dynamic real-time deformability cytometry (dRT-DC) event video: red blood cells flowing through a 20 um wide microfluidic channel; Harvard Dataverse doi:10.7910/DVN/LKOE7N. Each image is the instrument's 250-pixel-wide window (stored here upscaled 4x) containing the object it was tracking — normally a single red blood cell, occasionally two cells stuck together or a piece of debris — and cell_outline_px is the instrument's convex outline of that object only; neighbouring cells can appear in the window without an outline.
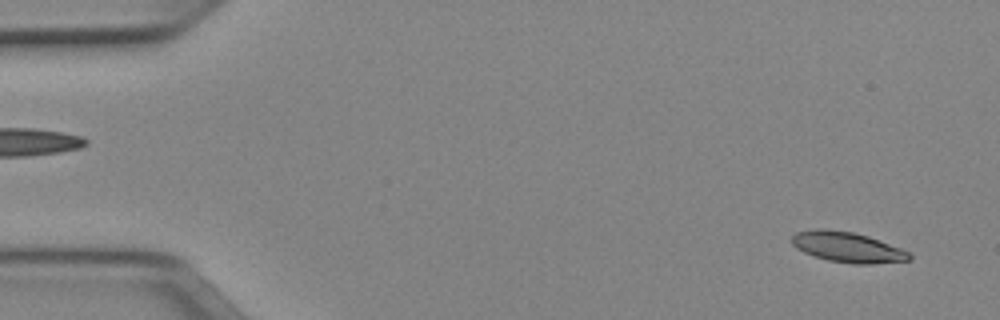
{"species": "Egyptian fruit bat (a non-hibernating species)", "species_latin": "Rousettus aegyptiacus", "temperature_condition": "cold", "stored_images_in_passage": 50, "camera_frame_rate_fps": 3000, "um_per_image_px": 0.085, "animal": {"sex": "female"}, "frame": {"image": 1, "passage_image": 1, "time_ms": 0.0, "image_size_px": [1000, 320], "cell_outline_px": [[912, 260], [872, 264], [852, 264], [828, 260], [804, 252], [796, 248], [792, 244], [792, 236], [796, 232], [816, 228], [828, 228], [852, 232], [868, 236], [900, 248], [908, 252], [912, 256]], "centroid_in_image_um": [72.03, 21.0], "position_along_channel_um": 13.0, "area_um2": 20.81}}
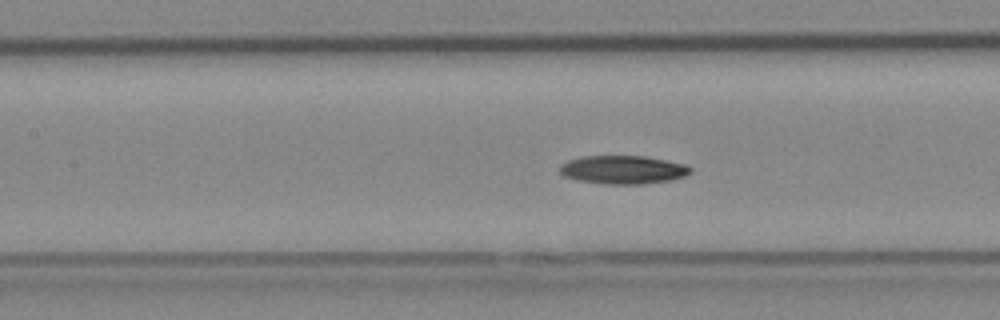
{"frame": {"image": 2, "passage_image": 21, "time_ms": 6.667, "image_size_px": [1000, 320], "cell_outline_px": [[692, 172], [684, 176], [672, 180], [640, 184], [604, 184], [576, 180], [564, 176], [560, 172], [560, 164], [568, 160], [580, 156], [644, 156], [688, 164], [692, 168]], "centroid_in_image_um": [52.97, 14.42], "position_along_channel_um": 154.4, "area_um2": 21.85}}
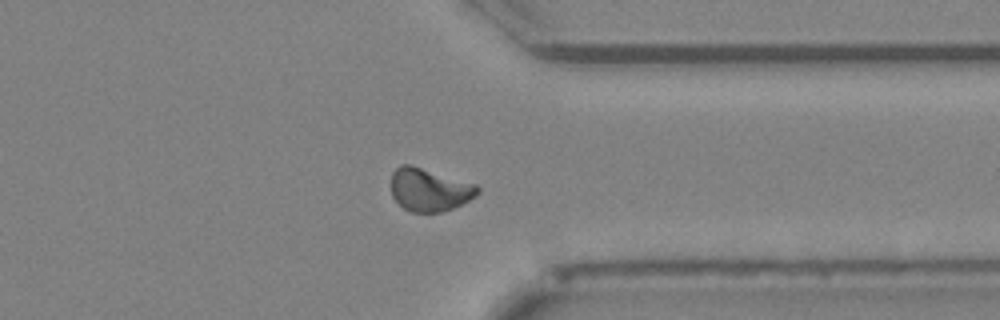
{"frame": {"image": 3, "passage_image": 38, "time_ms": 12.333, "image_size_px": [1000, 320], "cell_outline_px": [[480, 192], [476, 196], [452, 208], [440, 212], [412, 212], [404, 208], [392, 196], [392, 172], [400, 164], [412, 164], [476, 184], [480, 188]], "centroid_in_image_um": [36.5, 16.1], "position_along_channel_um": 374.9, "area_um2": 21.62}}